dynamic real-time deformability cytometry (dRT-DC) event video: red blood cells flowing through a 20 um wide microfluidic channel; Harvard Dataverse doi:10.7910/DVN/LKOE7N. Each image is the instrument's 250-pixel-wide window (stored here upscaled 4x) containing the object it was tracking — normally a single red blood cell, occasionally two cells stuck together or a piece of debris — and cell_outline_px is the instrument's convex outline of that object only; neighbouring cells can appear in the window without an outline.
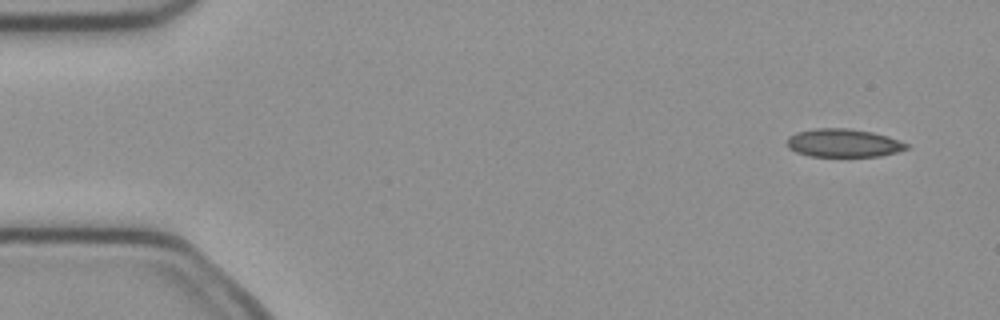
{"species": "common noctule bat (a hibernating species)", "species_latin": "Nyctalus noctula", "temperature_condition": "cold", "stored_images_in_passage": 3, "camera_frame_rate_fps": 3000, "um_per_image_px": 0.085, "animal": {"sex": "female", "body_mass_g": 21.9}, "frame": {"image": 1, "passage_image": 1, "time_ms": 0.0, "image_size_px": [1000, 320], "cell_outline_px": [[908, 148], [896, 152], [880, 156], [808, 156], [796, 152], [788, 148], [788, 136], [796, 132], [816, 128], [848, 128], [872, 132], [888, 136], [908, 144]], "centroid_in_image_um": [71.67, 12.15], "position_along_channel_um": 13.3, "area_um2": 19.59}}
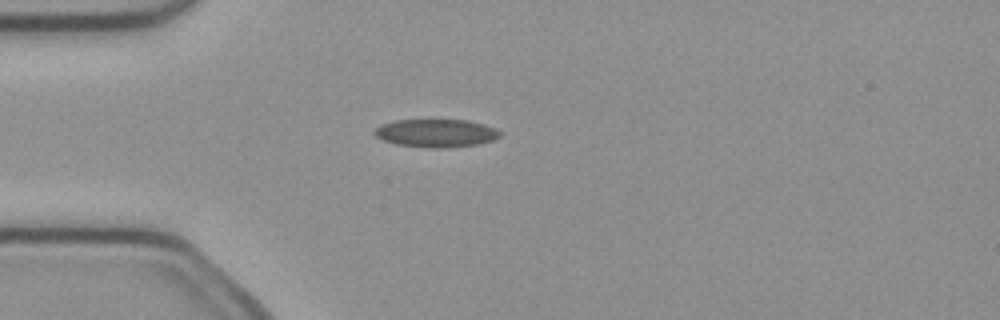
{"frame": {"image": 2, "passage_image": 3, "time_ms": 0.667, "image_size_px": [1000, 320], "cell_outline_px": [[500, 136], [492, 140], [476, 144], [448, 148], [428, 148], [396, 144], [384, 140], [376, 136], [372, 132], [380, 124], [396, 120], [468, 120], [492, 128], [500, 132]], "centroid_in_image_um": [37.0, 11.32], "position_along_channel_um": 48.0, "area_um2": 20.29}}